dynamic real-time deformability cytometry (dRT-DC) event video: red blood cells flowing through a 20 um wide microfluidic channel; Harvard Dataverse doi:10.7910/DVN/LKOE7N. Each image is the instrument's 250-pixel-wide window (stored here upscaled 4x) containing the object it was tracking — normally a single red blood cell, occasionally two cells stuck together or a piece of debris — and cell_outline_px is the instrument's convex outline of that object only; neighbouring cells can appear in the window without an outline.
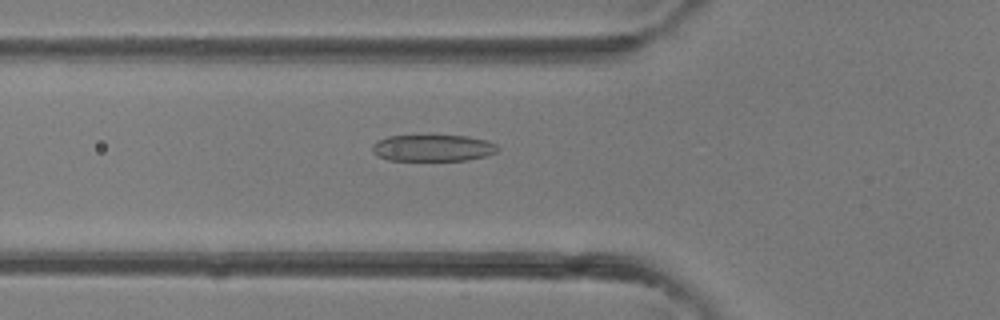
{"species": "common noctule bat (a hibernating species)", "species_latin": "Nyctalus noctula", "temperature_condition": "room temperature", "stored_images_in_passage": 24, "camera_frame_rate_fps": 3000, "um_per_image_px": 0.085, "animal": {"sex": "female"}, "frame": {"image": 1, "passage_image": 3, "time_ms": 0.667, "image_size_px": [1000, 320], "cell_outline_px": [[500, 148], [496, 152], [484, 156], [468, 160], [388, 160], [372, 152], [372, 144], [376, 140], [388, 136], [468, 136], [488, 140], [496, 144]], "centroid_in_image_um": [36.8, 12.57], "position_along_channel_um": 89.0, "area_um2": 19.42}}
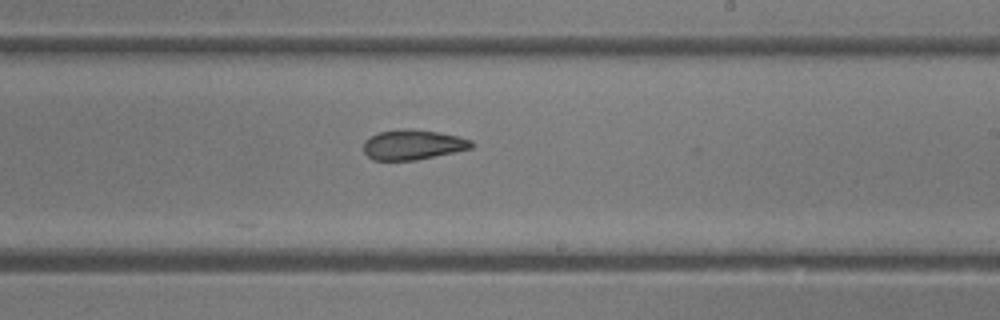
{"frame": {"image": 2, "passage_image": 13, "time_ms": 4.0, "image_size_px": [1000, 320], "cell_outline_px": [[476, 144], [472, 148], [456, 152], [416, 160], [372, 160], [364, 152], [364, 140], [380, 132], [400, 128], [408, 128], [440, 132], [460, 136], [472, 140]], "centroid_in_image_um": [35.14, 12.29], "position_along_channel_um": 253.9, "area_um2": 19.13}}
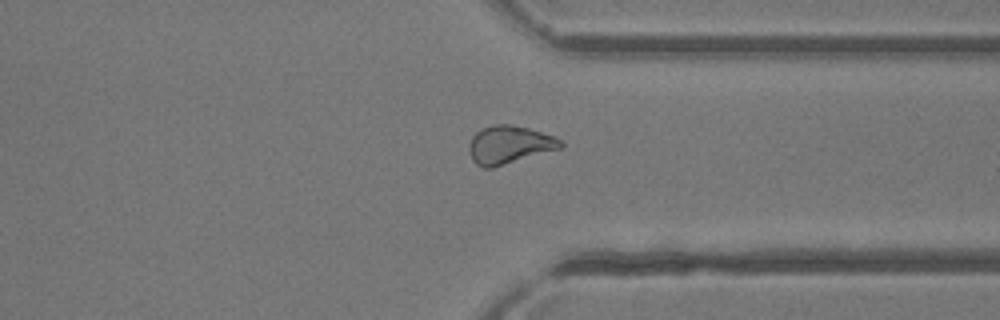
{"frame": {"image": 3, "passage_image": 20, "time_ms": 6.333, "image_size_px": [1000, 320], "cell_outline_px": [[564, 148], [492, 168], [484, 168], [476, 164], [472, 160], [468, 152], [468, 144], [472, 136], [476, 132], [492, 124], [508, 124], [528, 128], [552, 136], [560, 140], [564, 144]], "centroid_in_image_um": [43.27, 12.32], "position_along_channel_um": 368.1, "area_um2": 20.46}}